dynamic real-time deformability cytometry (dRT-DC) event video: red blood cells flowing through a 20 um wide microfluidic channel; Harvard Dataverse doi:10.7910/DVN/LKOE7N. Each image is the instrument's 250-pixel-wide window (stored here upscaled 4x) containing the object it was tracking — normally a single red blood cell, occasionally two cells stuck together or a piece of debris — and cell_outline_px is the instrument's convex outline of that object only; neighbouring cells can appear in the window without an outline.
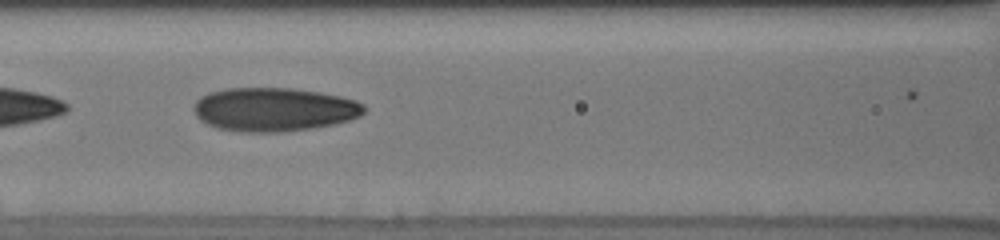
{"species": "human", "species_latin": "Homo sapiens", "temperature_condition": "cold", "stored_images_in_passage": 40, "camera_frame_rate_fps": 3000, "um_per_image_px": 0.085, "donor": {"sex": "male"}, "frame": {"image": 1, "passage_image": 13, "time_ms": 5.667, "image_size_px": [1000, 240], "cell_outline_px": [[364, 112], [360, 116], [348, 120], [332, 124], [312, 128], [280, 132], [244, 132], [216, 128], [200, 120], [196, 116], [192, 108], [196, 100], [200, 96], [208, 92], [228, 88], [292, 88], [340, 96], [356, 100], [364, 104]], "centroid_in_image_um": [23.25, 9.3], "position_along_channel_um": 143.4, "area_um2": 43.41}}
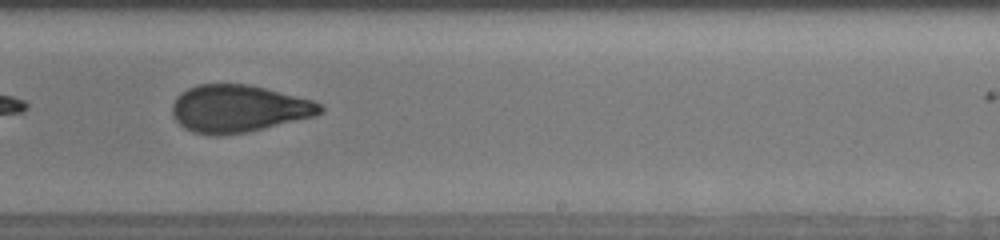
{"frame": {"image": 2, "passage_image": 22, "time_ms": 9.0, "image_size_px": [1000, 240], "cell_outline_px": [[324, 112], [316, 116], [248, 132], [212, 136], [192, 132], [184, 128], [172, 116], [172, 104], [176, 96], [180, 92], [188, 88], [200, 84], [248, 84], [312, 100], [320, 104], [324, 108]], "centroid_in_image_um": [20.25, 9.24], "position_along_channel_um": 268.7, "area_um2": 40.92}}
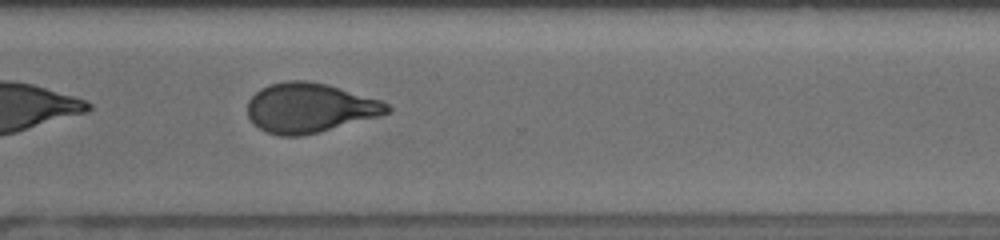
{"frame": {"image": 3, "passage_image": 28, "time_ms": 11.0, "image_size_px": [1000, 240], "cell_outline_px": [[392, 108], [388, 112], [380, 116], [300, 136], [280, 136], [268, 132], [252, 124], [248, 116], [248, 100], [260, 88], [268, 84], [288, 80], [308, 80], [328, 84], [380, 100], [388, 104]], "centroid_in_image_um": [26.29, 9.15], "position_along_channel_um": 344.3, "area_um2": 40.23}, "authors_computed_cell_mechanics": {"area_um2": 41.2981, "velocity_mm_per_s": 3.7763, "shape_relaxation_time_tau1_ms": 6.6519, "shape_relaxation_time_tau2_ms": 1.3673, "deformation_change_tau1": 0.2071, "deformation_change_tau2": 0.0777}}